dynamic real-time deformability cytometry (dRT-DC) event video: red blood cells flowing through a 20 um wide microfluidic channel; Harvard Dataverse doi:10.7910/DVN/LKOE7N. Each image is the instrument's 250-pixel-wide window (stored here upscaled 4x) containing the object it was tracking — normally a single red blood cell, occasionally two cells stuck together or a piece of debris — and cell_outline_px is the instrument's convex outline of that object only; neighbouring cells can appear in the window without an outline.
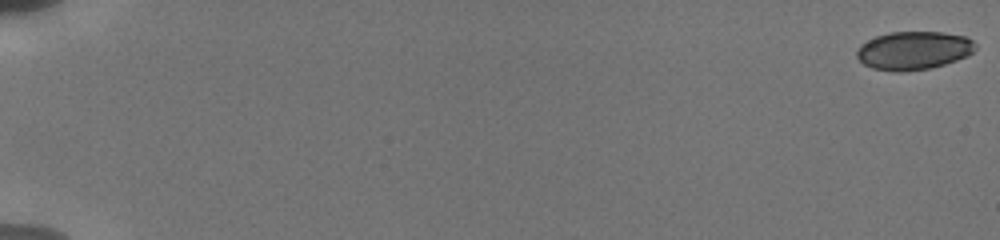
{"species": "human", "species_latin": "Homo sapiens", "temperature_condition": "cold", "stored_images_in_passage": 19, "camera_frame_rate_fps": 3000, "um_per_image_px": 0.085, "donor": {"sex": "male"}, "frame": {"image": 1, "passage_image": 1, "time_ms": 0.0, "image_size_px": [1000, 240], "cell_outline_px": [[976, 48], [968, 56], [944, 64], [928, 68], [900, 72], [872, 68], [864, 64], [856, 56], [856, 52], [860, 44], [876, 36], [888, 32], [944, 32], [964, 36], [972, 40], [976, 44]], "centroid_in_image_um": [77.65, 4.28], "position_along_channel_um": 7.3, "area_um2": 26.41}}
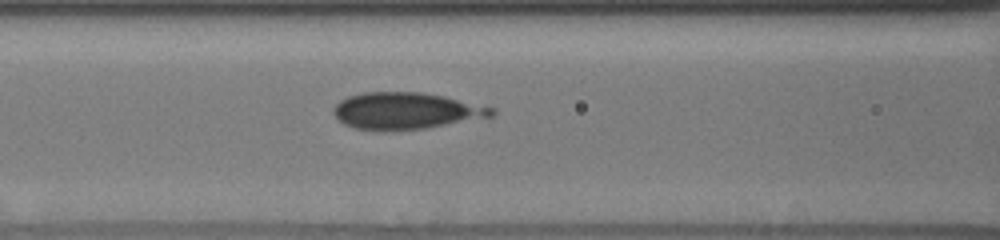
{"frame": {"image": 2, "passage_image": 14, "time_ms": 8.667, "image_size_px": [1000, 240], "cell_outline_px": [[496, 116], [428, 128], [352, 128], [344, 124], [332, 112], [332, 108], [340, 100], [348, 96], [364, 92], [420, 92], [444, 96], [496, 108]], "centroid_in_image_um": [34.57, 9.39], "position_along_channel_um": 132.0, "area_um2": 33.35}}
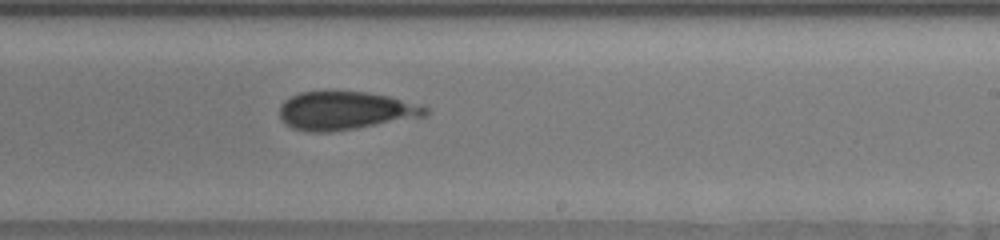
{"frame": {"image": 3, "passage_image": 19, "time_ms": 12.0, "image_size_px": [1000, 240], "cell_outline_px": [[428, 112], [424, 116], [356, 128], [328, 132], [304, 132], [292, 128], [284, 124], [280, 120], [280, 104], [284, 100], [300, 92], [368, 92], [388, 96], [428, 108]], "centroid_in_image_um": [29.26, 9.42], "position_along_channel_um": 259.7, "area_um2": 32.19}}